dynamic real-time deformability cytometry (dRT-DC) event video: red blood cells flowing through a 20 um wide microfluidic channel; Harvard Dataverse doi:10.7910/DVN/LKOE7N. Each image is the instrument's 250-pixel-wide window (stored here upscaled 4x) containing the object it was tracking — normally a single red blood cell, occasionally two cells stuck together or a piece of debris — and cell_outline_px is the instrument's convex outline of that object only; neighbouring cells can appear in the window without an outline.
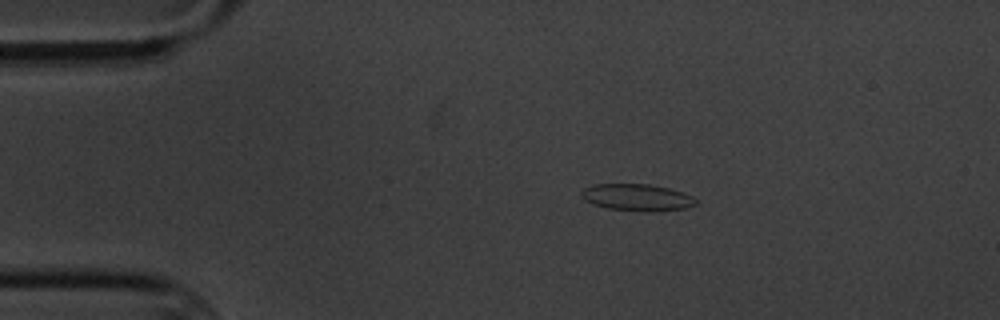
{"species": "common noctule bat (a hibernating species)", "species_latin": "Nyctalus noctula", "temperature_condition": "cold", "stored_images_in_passage": 4, "camera_frame_rate_fps": 3000, "um_per_image_px": 0.085, "animal": {"sex": "male", "body_mass_g": 20.1, "forearm_length_mm": 53.5}, "frame": {"image": 1, "passage_image": 3, "time_ms": 2.333, "image_size_px": [1000, 320], "cell_outline_px": [[696, 204], [684, 208], [656, 212], [652, 212], [608, 208], [592, 204], [584, 200], [580, 196], [580, 192], [584, 188], [596, 184], [652, 184], [668, 188], [692, 196], [696, 200]], "centroid_in_image_um": [54.11, 16.78], "position_along_channel_um": 30.9, "area_um2": 17.86}}